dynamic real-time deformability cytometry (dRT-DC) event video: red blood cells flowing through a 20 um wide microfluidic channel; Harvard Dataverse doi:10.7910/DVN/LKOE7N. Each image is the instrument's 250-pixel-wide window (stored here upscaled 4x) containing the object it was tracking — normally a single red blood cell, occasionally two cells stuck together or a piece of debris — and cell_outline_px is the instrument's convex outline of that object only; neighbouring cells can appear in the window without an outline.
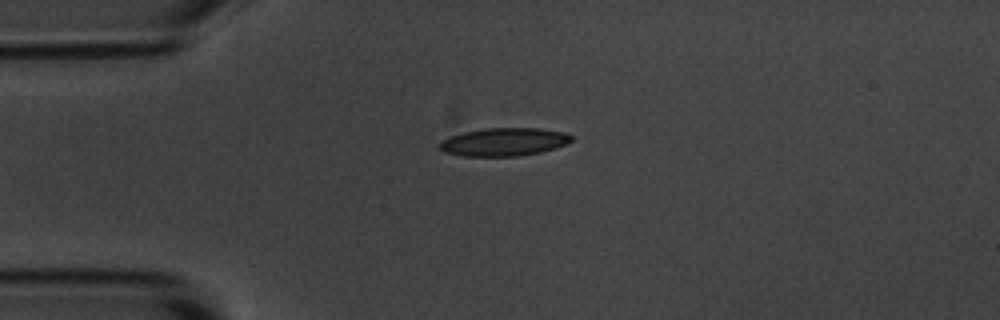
{"species": "common noctule bat (a hibernating species)", "species_latin": "Nyctalus noctula", "temperature_condition": "room temperature", "stored_images_in_passage": 13, "camera_frame_rate_fps": 3000, "um_per_image_px": 0.085, "animal": {"sex": "male", "body_mass_g": 20.1, "forearm_length_mm": 53.5}, "frame": {"image": 1, "passage_image": 4, "time_ms": 4.333, "image_size_px": [1000, 320], "cell_outline_px": [[572, 140], [568, 144], [556, 148], [540, 152], [516, 156], [460, 156], [444, 152], [440, 148], [440, 140], [448, 136], [464, 132], [484, 128], [540, 128], [564, 132], [572, 136]], "centroid_in_image_um": [42.83, 12.06], "position_along_channel_um": 42.2, "area_um2": 21.73}}
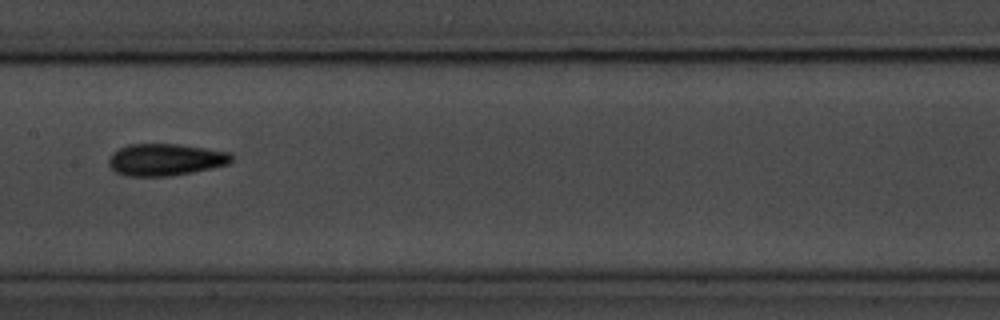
{"frame": {"image": 2, "passage_image": 8, "time_ms": 9.0, "image_size_px": [1000, 320], "cell_outline_px": [[232, 160], [228, 164], [212, 168], [172, 176], [128, 176], [116, 172], [108, 164], [108, 156], [112, 152], [128, 144], [176, 144], [204, 148], [228, 152], [232, 156]], "centroid_in_image_um": [14.02, 13.57], "position_along_channel_um": 193.4, "area_um2": 22.83}}
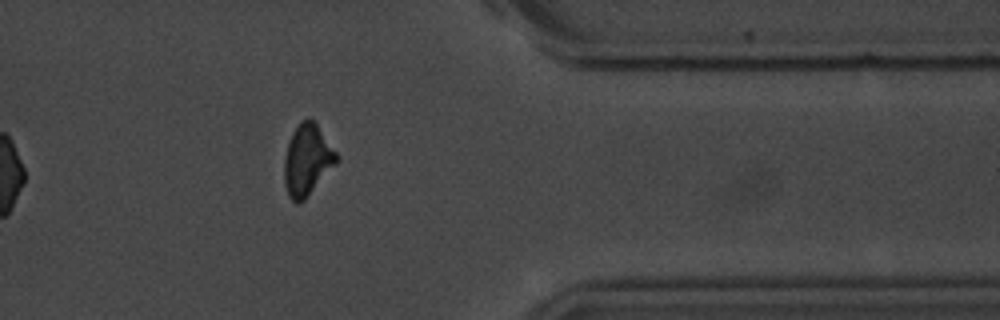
{"frame": {"image": 3, "passage_image": 13, "time_ms": 14.667, "image_size_px": [1000, 320], "cell_outline_px": [[340, 156], [336, 164], [304, 200], [300, 204], [296, 204], [288, 196], [284, 184], [284, 156], [292, 132], [300, 120], [308, 116], [316, 124]], "centroid_in_image_um": [26.1, 13.6], "position_along_channel_um": 385.3, "area_um2": 21.85}, "authors_computed_cell_mechanics": {"area_um2": 21.6172, "velocity_mm_per_s": 3.6517, "shape_relaxation_time_tau1_ms": 2.1493, "shape_relaxation_time_tau2_ms": null, "deformation_change_tau1": 0.0849, "deformation_change_tau2": null}}